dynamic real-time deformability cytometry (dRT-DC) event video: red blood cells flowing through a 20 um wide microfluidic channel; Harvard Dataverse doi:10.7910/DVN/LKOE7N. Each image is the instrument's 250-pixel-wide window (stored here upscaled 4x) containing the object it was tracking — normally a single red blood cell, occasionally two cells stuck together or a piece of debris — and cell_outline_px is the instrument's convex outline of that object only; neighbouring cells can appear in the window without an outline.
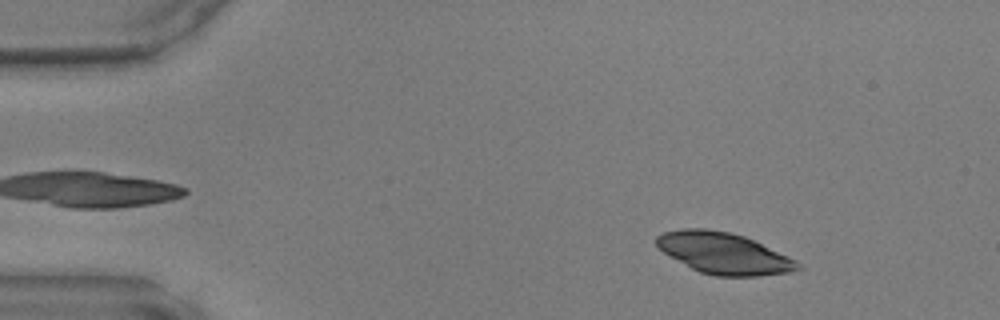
{"species": "common noctule bat (a hibernating species)", "species_latin": "Nyctalus noctula", "temperature_condition": "warm", "stored_images_in_passage": 47, "camera_frame_rate_fps": 3000, "um_per_image_px": 0.085, "animal": {"sex": "male", "body_mass_g": 17.9, "forearm_length_mm": 54.2}, "frame": {"image": 1, "passage_image": 6, "time_ms": 1.667, "image_size_px": [1000, 320], "cell_outline_px": [[804, 268], [792, 272], [756, 276], [716, 276], [700, 272], [692, 268], [664, 252], [656, 244], [656, 236], [664, 232], [680, 228], [708, 228], [732, 232], [744, 236], [788, 256], [796, 260]], "centroid_in_image_um": [61.54, 21.52], "position_along_channel_um": 23.5, "area_um2": 33.87}}